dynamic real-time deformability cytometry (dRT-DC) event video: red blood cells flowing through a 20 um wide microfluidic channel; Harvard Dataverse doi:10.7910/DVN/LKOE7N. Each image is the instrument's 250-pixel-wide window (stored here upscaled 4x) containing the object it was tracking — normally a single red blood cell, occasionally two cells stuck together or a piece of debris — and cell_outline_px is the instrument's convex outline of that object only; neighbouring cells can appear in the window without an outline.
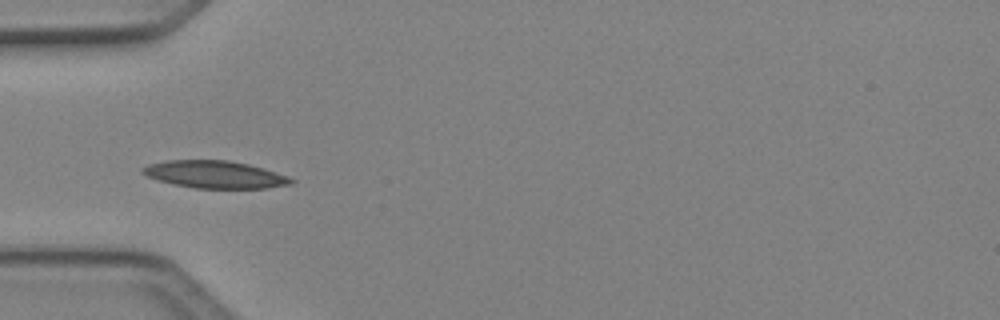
{"species": "Egyptian fruit bat (a non-hibernating species)", "species_latin": "Rousettus aegyptiacus", "temperature_condition": "cold", "stored_images_in_passage": 4, "camera_frame_rate_fps": 3000, "um_per_image_px": 0.085, "animal": {"sex": "female"}, "frame": {"image": 1, "passage_image": 4, "time_ms": 1.0, "image_size_px": [1000, 320], "cell_outline_px": [[296, 180], [292, 184], [268, 188], [196, 188], [156, 180], [140, 172], [140, 168], [148, 164], [164, 160], [228, 160], [248, 164], [264, 168], [288, 176]], "centroid_in_image_um": [18.26, 14.82], "position_along_channel_um": 66.7, "area_um2": 23.81}}